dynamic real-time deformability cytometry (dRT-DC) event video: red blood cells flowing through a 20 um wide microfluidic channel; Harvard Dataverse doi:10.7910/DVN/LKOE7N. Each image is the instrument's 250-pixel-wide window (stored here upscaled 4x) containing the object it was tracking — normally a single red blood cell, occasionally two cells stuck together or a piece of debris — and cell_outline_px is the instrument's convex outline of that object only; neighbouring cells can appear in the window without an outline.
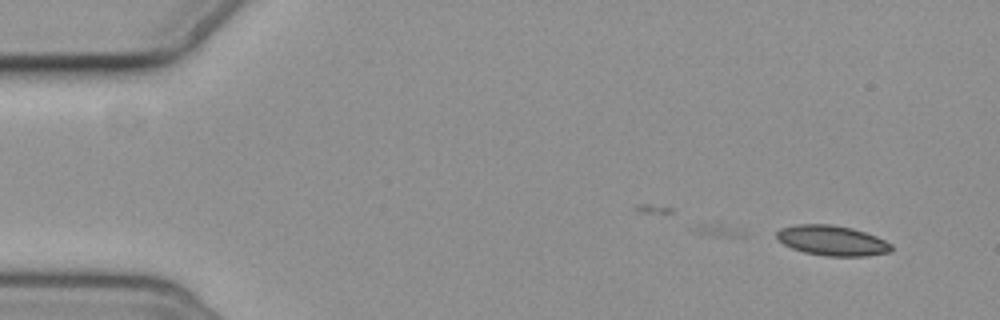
{"species": "common noctule bat (a hibernating species)", "species_latin": "Nyctalus noctula", "temperature_condition": "cold", "stored_images_in_passage": 6, "camera_frame_rate_fps": 3000, "um_per_image_px": 0.085, "animal": {"sex": "female", "body_mass_g": 19.3, "forearm_length_mm": 54.1}, "frame": {"image": 1, "passage_image": 1, "time_ms": 0.0, "image_size_px": [1000, 320], "cell_outline_px": [[892, 252], [868, 256], [828, 256], [804, 252], [792, 248], [776, 240], [776, 232], [780, 228], [796, 224], [832, 224], [852, 228], [876, 236], [892, 244]], "centroid_in_image_um": [70.72, 20.44], "position_along_channel_um": 14.3, "area_um2": 20.29}}
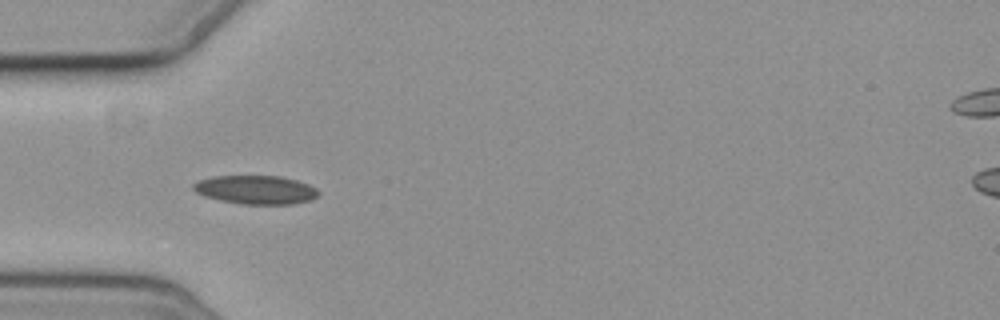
{"frame": {"image": 2, "passage_image": 5, "time_ms": 4.667, "image_size_px": [1000, 320], "cell_outline_px": [[320, 192], [312, 200], [292, 204], [240, 204], [220, 200], [204, 196], [196, 192], [192, 188], [192, 184], [200, 180], [212, 176], [280, 176], [296, 180], [308, 184], [316, 188]], "centroid_in_image_um": [21.74, 16.13], "position_along_channel_um": 63.3, "area_um2": 20.92}}
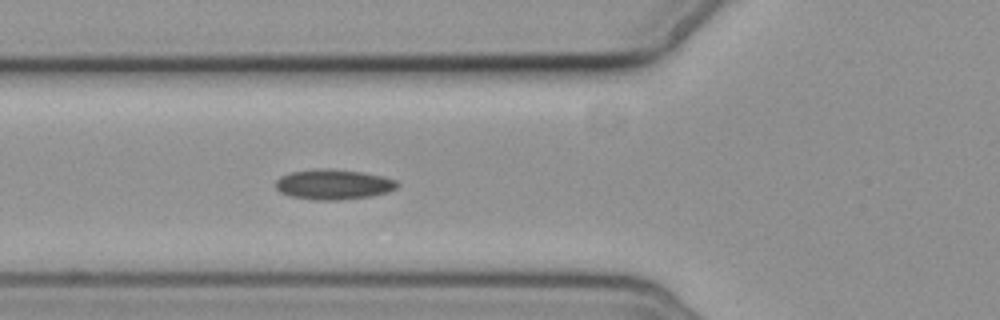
{"frame": {"image": 3, "passage_image": 6, "time_ms": 5.667, "image_size_px": [1000, 320], "cell_outline_px": [[400, 184], [396, 188], [388, 192], [372, 196], [340, 200], [316, 200], [288, 196], [280, 192], [276, 188], [276, 180], [280, 176], [288, 172], [316, 168], [328, 168], [364, 172], [384, 176], [396, 180]], "centroid_in_image_um": [28.34, 15.66], "position_along_channel_um": 97.5, "area_um2": 21.79}}